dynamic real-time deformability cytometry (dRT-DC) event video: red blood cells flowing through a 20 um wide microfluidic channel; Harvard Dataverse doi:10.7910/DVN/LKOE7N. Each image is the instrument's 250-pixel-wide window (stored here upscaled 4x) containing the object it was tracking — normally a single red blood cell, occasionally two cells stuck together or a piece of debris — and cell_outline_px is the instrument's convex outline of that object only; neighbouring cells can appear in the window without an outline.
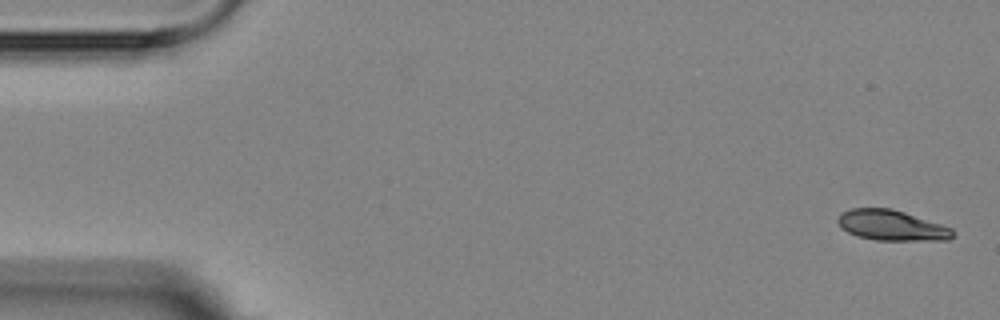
{"species": "Egyptian fruit bat (a non-hibernating species)", "species_latin": "Rousettus aegyptiacus", "temperature_condition": "room temperature", "stored_images_in_passage": 10, "camera_frame_rate_fps": 3000, "um_per_image_px": 0.085, "animal": {"sex": "female"}, "frame": {"image": 1, "passage_image": 1, "time_ms": 0.0, "image_size_px": [1000, 320], "cell_outline_px": [[956, 232], [948, 240], [876, 240], [856, 236], [840, 228], [836, 220], [840, 212], [852, 208], [892, 208], [952, 228]], "centroid_in_image_um": [75.74, 19.15], "position_along_channel_um": 9.3, "area_um2": 20.46}}
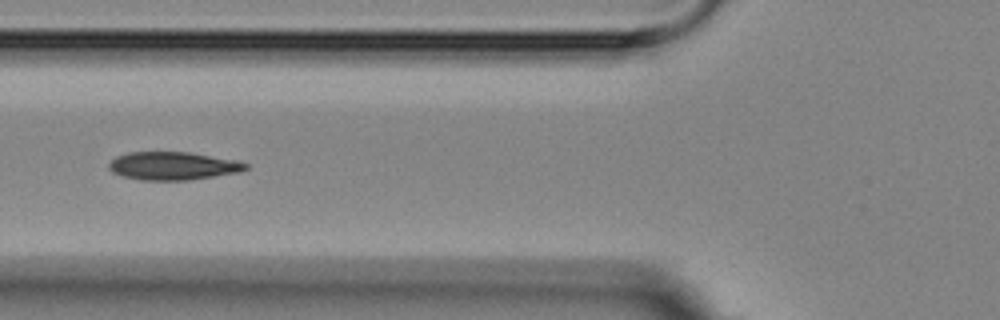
{"frame": {"image": 2, "passage_image": 6, "time_ms": 6.333, "image_size_px": [1000, 320], "cell_outline_px": [[248, 168], [240, 172], [188, 180], [140, 180], [120, 176], [112, 172], [108, 168], [108, 164], [116, 156], [128, 152], [188, 152], [236, 160], [248, 164]], "centroid_in_image_um": [14.67, 14.1], "position_along_channel_um": 111.1, "area_um2": 22.43}}
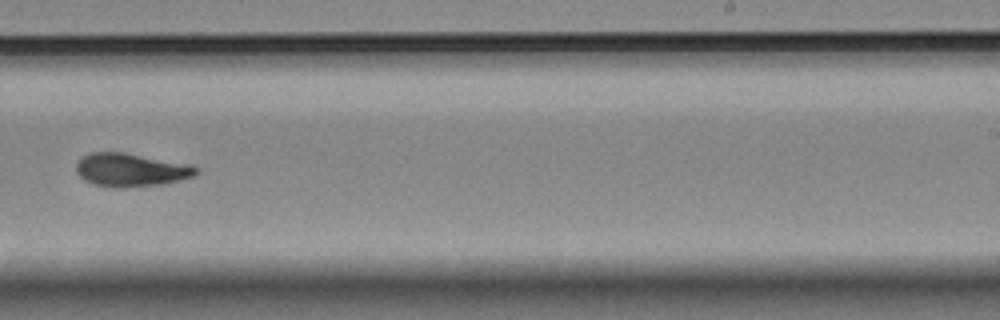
{"frame": {"image": 3, "passage_image": 10, "time_ms": 11.0, "image_size_px": [1000, 320], "cell_outline_px": [[200, 172], [192, 176], [180, 180], [160, 184], [124, 188], [120, 188], [96, 184], [84, 180], [76, 172], [76, 164], [84, 156], [92, 152], [124, 152], [192, 164], [200, 168]], "centroid_in_image_um": [11.18, 14.43], "position_along_channel_um": 277.8, "area_um2": 23.29}}